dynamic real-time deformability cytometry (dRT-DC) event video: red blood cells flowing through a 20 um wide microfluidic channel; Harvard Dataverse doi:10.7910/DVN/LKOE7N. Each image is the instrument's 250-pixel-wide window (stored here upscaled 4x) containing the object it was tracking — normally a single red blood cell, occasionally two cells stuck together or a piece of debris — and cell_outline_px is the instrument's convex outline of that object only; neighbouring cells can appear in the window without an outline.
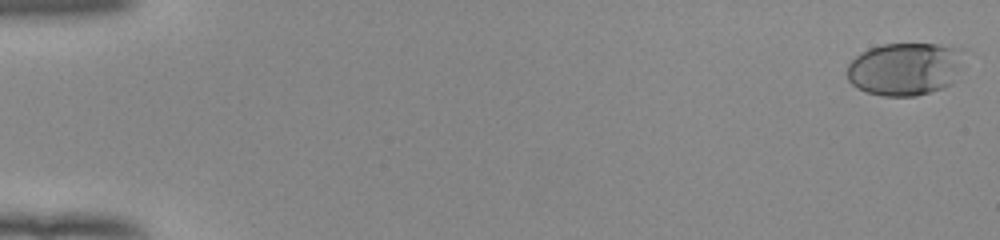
{"species": "human", "species_latin": "Homo sapiens", "temperature_condition": "room temperature", "stored_images_in_passage": 53, "camera_frame_rate_fps": 3000, "um_per_image_px": 0.085, "donor": {"sex": "female"}, "frame": {"image": 1, "passage_image": 1, "time_ms": 0.0, "image_size_px": [1000, 240], "cell_outline_px": [[960, 48], [952, 84], [944, 88], [916, 96], [884, 96], [868, 92], [856, 88], [848, 80], [848, 64], [860, 52], [868, 48], [884, 44], [936, 44]], "centroid_in_image_um": [76.82, 5.87], "position_along_channel_um": 8.2, "area_um2": 35.37}}
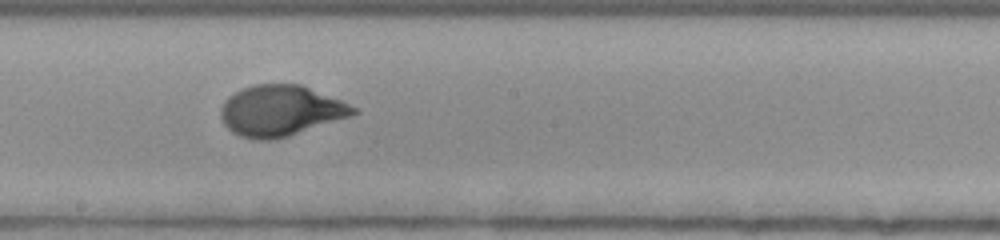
{"frame": {"image": 2, "passage_image": 31, "time_ms": 10.0, "image_size_px": [1000, 240], "cell_outline_px": [[360, 112], [288, 136], [272, 140], [260, 140], [240, 136], [232, 132], [224, 124], [220, 116], [220, 108], [224, 100], [228, 96], [240, 88], [256, 84], [300, 84], [360, 108]], "centroid_in_image_um": [23.81, 9.4], "position_along_channel_um": 224.4, "area_um2": 39.07}}
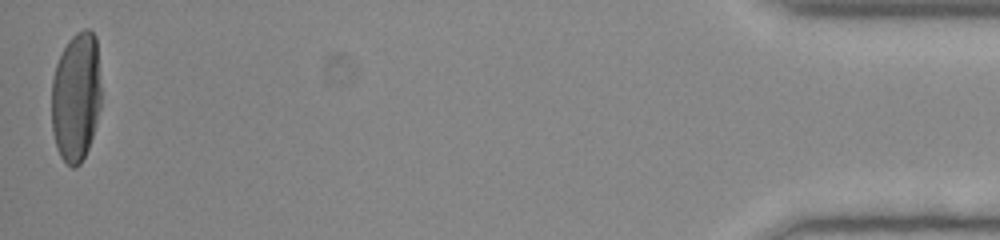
{"frame": {"image": 3, "passage_image": 53, "time_ms": 17.333, "image_size_px": [1000, 240], "cell_outline_px": [[100, 108], [92, 136], [88, 148], [80, 164], [76, 168], [72, 168], [60, 156], [56, 148], [52, 132], [52, 80], [56, 64], [68, 40], [76, 32], [84, 28], [88, 28], [96, 36], [100, 84]], "centroid_in_image_um": [6.45, 8.24], "position_along_channel_um": 428.7, "area_um2": 37.51}, "authors_computed_cell_mechanics": {"area_um2": 37.4544, "velocity_mm_per_s": 3.9411, "shape_relaxation_time_tau1_ms": 3.5386, "shape_relaxation_time_tau2_ms": null, "deformation_change_tau1": 0.2112, "deformation_change_tau2": null}}